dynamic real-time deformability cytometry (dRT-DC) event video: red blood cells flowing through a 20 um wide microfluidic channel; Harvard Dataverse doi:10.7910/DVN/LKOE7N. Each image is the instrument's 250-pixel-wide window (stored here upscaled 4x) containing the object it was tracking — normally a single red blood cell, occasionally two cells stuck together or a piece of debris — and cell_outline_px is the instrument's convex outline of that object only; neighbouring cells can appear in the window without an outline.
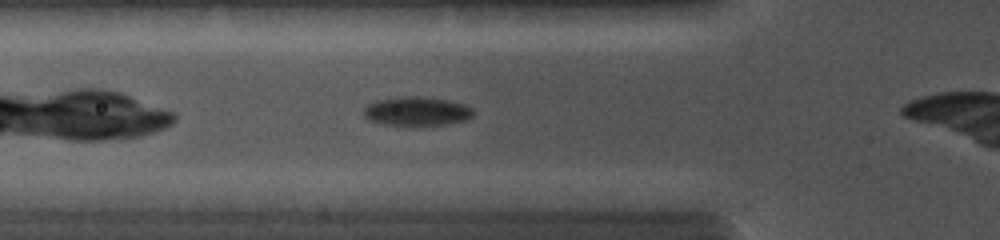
{"species": "common noctule bat (a hibernating species)", "species_latin": "Nyctalus noctula", "temperature_condition": "cold", "stored_images_in_passage": 5, "camera_frame_rate_fps": 5000, "um_per_image_px": 0.085, "animal": {"sex": "female", "body_mass_g": 19.0, "forearm_length_mm": 56.7}, "frame": {"image": 1, "passage_image": 3, "time_ms": 1.2, "image_size_px": [1000, 240], "cell_outline_px": [[472, 116], [468, 120], [448, 124], [420, 128], [416, 128], [384, 124], [368, 120], [364, 116], [364, 108], [368, 104], [376, 100], [404, 96], [416, 96], [448, 100], [464, 104], [472, 108]], "centroid_in_image_um": [35.42, 9.5], "position_along_channel_um": 90.4, "area_um2": 19.19}}
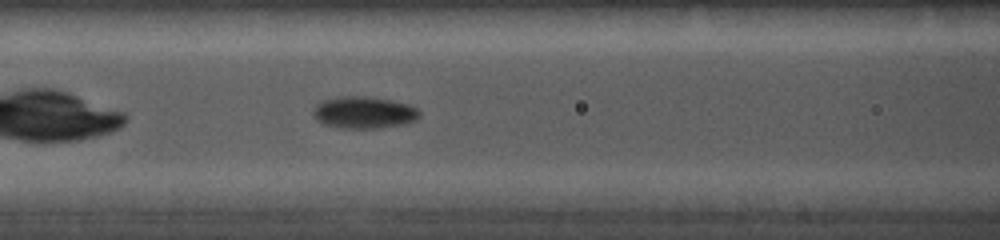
{"frame": {"image": 2, "passage_image": 5, "time_ms": 2.2, "image_size_px": [1000, 240], "cell_outline_px": [[420, 116], [416, 120], [404, 124], [380, 128], [340, 128], [324, 124], [316, 120], [312, 112], [316, 104], [320, 100], [340, 96], [364, 96], [392, 100], [408, 104], [416, 108], [420, 112]], "centroid_in_image_um": [30.91, 9.56], "position_along_channel_um": 135.7, "area_um2": 20.0}}